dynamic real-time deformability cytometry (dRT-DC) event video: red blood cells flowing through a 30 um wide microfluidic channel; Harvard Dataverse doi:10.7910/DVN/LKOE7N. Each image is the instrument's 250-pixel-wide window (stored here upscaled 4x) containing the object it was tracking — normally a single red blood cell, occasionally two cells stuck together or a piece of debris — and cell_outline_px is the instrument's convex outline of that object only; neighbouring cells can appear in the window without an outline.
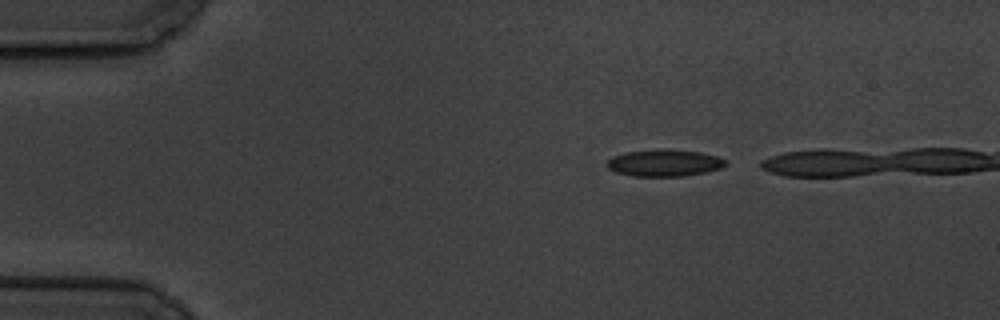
{"species": "common noctule bat (a hibernating species)", "species_latin": "Nyctalus noctula", "temperature_condition": "cold", "stored_images_in_passage": 4, "camera_frame_rate_fps": 3000, "um_per_image_px": 0.085, "animal": {"sex": "male", "body_mass_g": 19.5, "forearm_length_mm": 54.6}, "frame": {"image": 1, "passage_image": 2, "time_ms": 1.0, "image_size_px": [1000, 320], "cell_outline_px": [[728, 164], [720, 168], [704, 172], [684, 176], [632, 176], [616, 172], [608, 168], [604, 164], [612, 156], [628, 152], [700, 152], [716, 156], [724, 160]], "centroid_in_image_um": [56.43, 13.9], "position_along_channel_um": 28.6, "area_um2": 17.51}}